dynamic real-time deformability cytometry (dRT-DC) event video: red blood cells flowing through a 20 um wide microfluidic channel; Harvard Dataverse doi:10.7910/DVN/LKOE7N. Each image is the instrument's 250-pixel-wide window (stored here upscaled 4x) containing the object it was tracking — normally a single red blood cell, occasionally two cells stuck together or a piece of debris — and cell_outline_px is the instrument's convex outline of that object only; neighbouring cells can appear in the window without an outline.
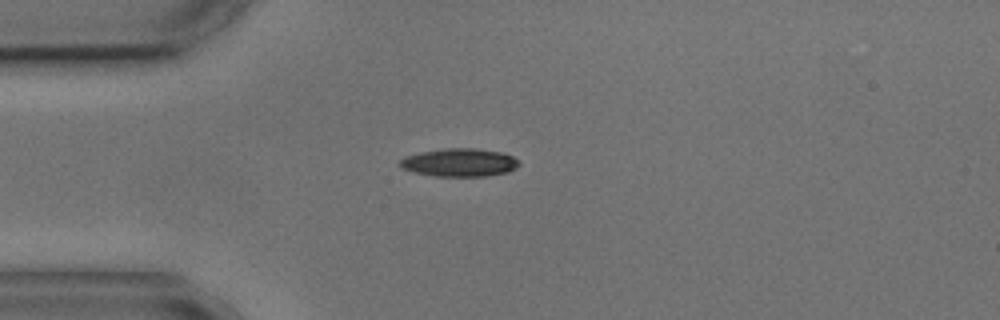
{"species": "common noctule bat (a hibernating species)", "species_latin": "Nyctalus noctula", "temperature_condition": "cold", "stored_images_in_passage": 1, "camera_frame_rate_fps": 3000, "um_per_image_px": 0.085, "animal": {"sex": "male", "body_mass_g": 17.9, "forearm_length_mm": 54.2}, "frame": {"image": 1, "passage_image": 1, "time_ms": 0.0, "image_size_px": [1000, 320], "cell_outline_px": [[520, 164], [516, 168], [508, 172], [484, 176], [432, 176], [400, 168], [400, 160], [404, 156], [420, 152], [444, 148], [476, 148], [500, 152], [512, 156]], "centroid_in_image_um": [39.03, 13.81], "position_along_channel_um": 46.0, "area_um2": 19.48}}